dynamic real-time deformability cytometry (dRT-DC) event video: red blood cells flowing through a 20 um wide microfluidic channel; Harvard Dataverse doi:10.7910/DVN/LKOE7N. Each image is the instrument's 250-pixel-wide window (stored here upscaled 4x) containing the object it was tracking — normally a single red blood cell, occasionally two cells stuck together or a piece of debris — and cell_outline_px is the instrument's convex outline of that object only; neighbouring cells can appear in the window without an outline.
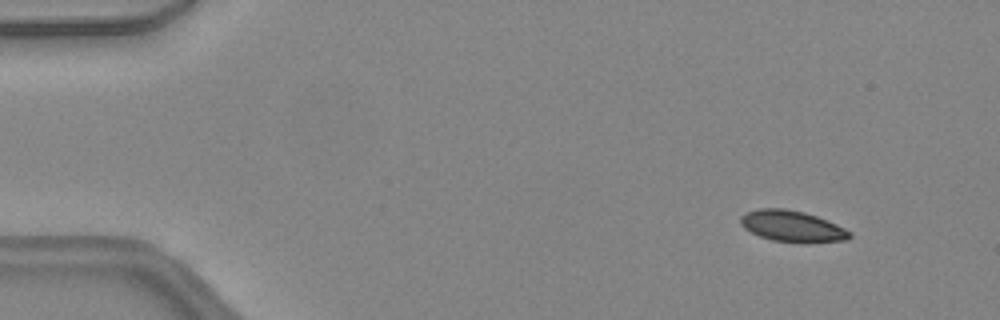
{"species": "common noctule bat (a hibernating species)", "species_latin": "Nyctalus noctula", "temperature_condition": "warm", "stored_images_in_passage": 46, "camera_frame_rate_fps": 3000, "um_per_image_px": 0.085, "animal": {"sex": "female", "body_mass_g": 24.6, "forearm_length_mm": 56.2}, "frame": {"image": 1, "passage_image": 4, "time_ms": 1.0, "image_size_px": [1000, 320], "cell_outline_px": [[852, 236], [848, 240], [772, 240], [760, 236], [744, 228], [740, 224], [740, 216], [748, 212], [760, 208], [784, 208], [804, 212], [816, 216], [836, 224], [852, 232]], "centroid_in_image_um": [67.29, 19.18], "position_along_channel_um": 17.7, "area_um2": 18.96}}
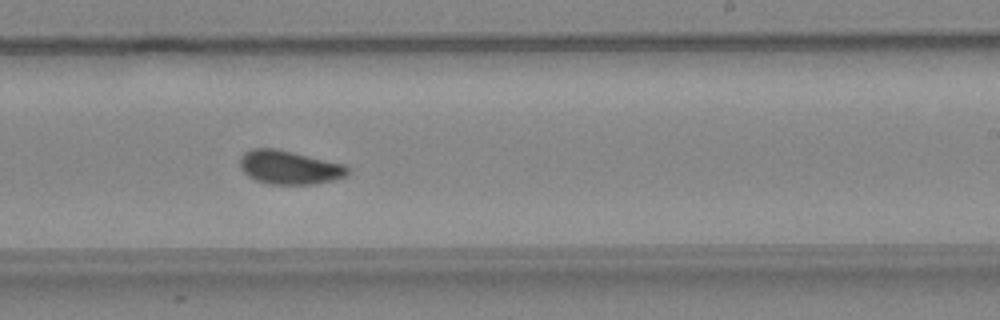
{"frame": {"image": 2, "passage_image": 28, "time_ms": 9.0, "image_size_px": [1000, 320], "cell_outline_px": [[352, 172], [336, 180], [312, 184], [268, 184], [256, 180], [248, 176], [240, 168], [240, 156], [244, 152], [252, 148], [276, 148], [344, 164]], "centroid_in_image_um": [24.59, 14.22], "position_along_channel_um": 264.4, "area_um2": 21.27}}
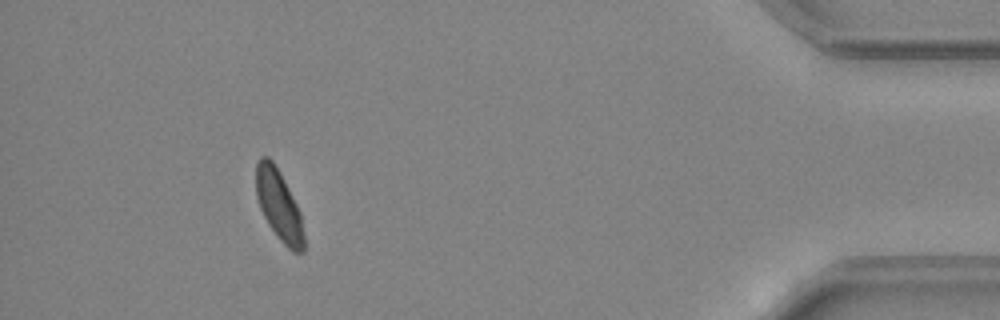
{"frame": {"image": 3, "passage_image": 42, "time_ms": 13.667, "image_size_px": [1000, 320], "cell_outline_px": [[304, 252], [292, 252], [280, 240], [268, 224], [260, 208], [256, 196], [256, 164], [260, 156], [268, 156], [272, 160], [280, 172], [300, 212], [304, 232]], "centroid_in_image_um": [23.7, 17.44], "position_along_channel_um": 411.5, "area_um2": 19.65}, "authors_computed_cell_mechanics": {"area_um2": 20.519, "velocity_mm_per_s": 4.4331, "shape_relaxation_time_tau1_ms": 5.1715, "shape_relaxation_time_tau2_ms": 2.6395, "deformation_change_tau1": 0.1211, "deformation_change_tau2": 0.0534}}